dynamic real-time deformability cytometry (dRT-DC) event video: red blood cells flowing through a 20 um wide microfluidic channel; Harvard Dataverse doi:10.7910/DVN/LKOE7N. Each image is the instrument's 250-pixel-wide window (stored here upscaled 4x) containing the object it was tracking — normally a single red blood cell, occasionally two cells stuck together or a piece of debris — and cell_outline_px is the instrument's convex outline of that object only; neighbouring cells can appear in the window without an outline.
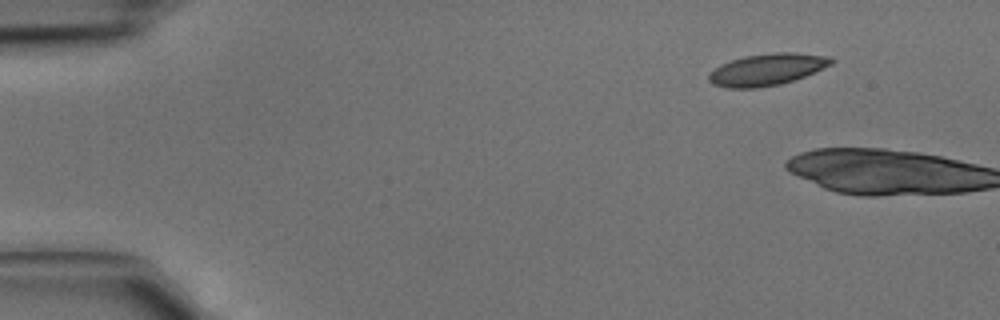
{"species": "common noctule bat (a hibernating species)", "species_latin": "Nyctalus noctula", "temperature_condition": "cold", "stored_images_in_passage": 6, "camera_frame_rate_fps": 3000, "um_per_image_px": 0.085, "animal": {"sex": "male", "body_mass_g": 15.6}, "frame": {"image": 1, "passage_image": 1, "time_ms": 0.0, "image_size_px": [1000, 320], "cell_outline_px": [[836, 60], [832, 64], [796, 80], [780, 84], [756, 88], [728, 88], [712, 84], [708, 80], [708, 72], [720, 64], [744, 56], [776, 52], [792, 52], [832, 56]], "centroid_in_image_um": [65.2, 5.9], "position_along_channel_um": 19.8, "area_um2": 22.95}}